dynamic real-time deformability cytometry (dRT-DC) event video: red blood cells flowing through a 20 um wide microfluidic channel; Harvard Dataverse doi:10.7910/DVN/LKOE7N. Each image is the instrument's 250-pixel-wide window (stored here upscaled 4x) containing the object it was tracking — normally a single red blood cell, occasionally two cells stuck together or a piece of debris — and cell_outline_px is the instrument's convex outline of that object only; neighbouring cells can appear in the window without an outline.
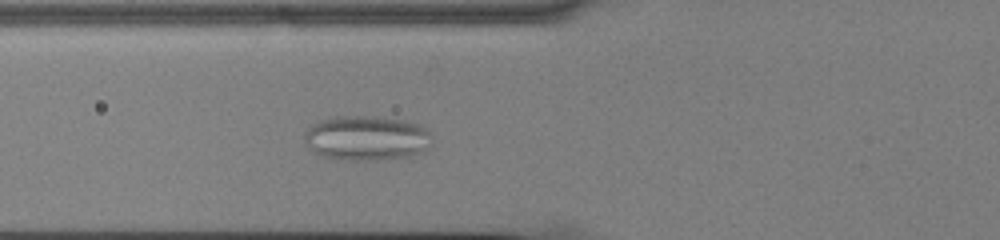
{"species": "common noctule bat (a hibernating species)", "species_latin": "Nyctalus noctula", "temperature_condition": "cold", "stored_images_in_passage": 49, "camera_frame_rate_fps": 3000, "um_per_image_px": 0.085, "animal": {"sex": "male", "body_mass_g": 13.0, "forearm_length_mm": 53.1}, "frame": {"image": 1, "passage_image": 15, "time_ms": 4.667, "image_size_px": [1000, 240], "cell_outline_px": [[432, 144], [424, 152], [408, 156], [384, 160], [352, 160], [324, 156], [308, 148], [304, 140], [304, 132], [312, 124], [320, 120], [332, 116], [376, 116], [408, 120], [420, 124], [428, 128]], "centroid_in_image_um": [31.2, 11.72], "position_along_channel_um": 94.6, "area_um2": 33.81}}
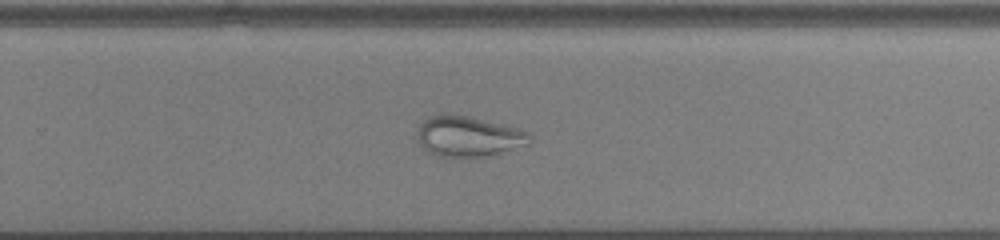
{"frame": {"image": 2, "passage_image": 31, "time_ms": 10.0, "image_size_px": [1000, 240], "cell_outline_px": [[532, 136], [528, 144], [488, 156], [440, 156], [428, 152], [416, 140], [416, 128], [432, 112], [448, 112], [468, 116], [532, 132]], "centroid_in_image_um": [39.74, 11.55], "position_along_channel_um": 290.1, "area_um2": 26.88}}
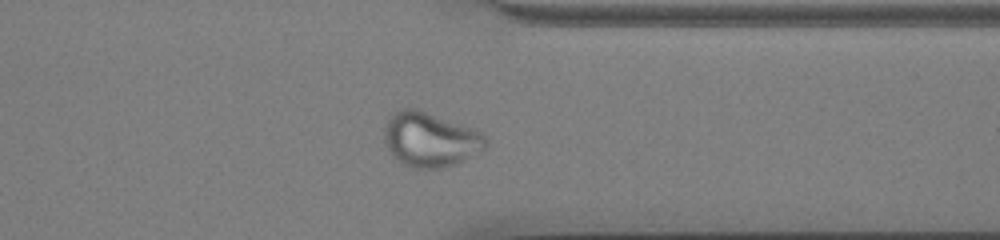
{"frame": {"image": 3, "passage_image": 38, "time_ms": 12.333, "image_size_px": [1000, 240], "cell_outline_px": [[488, 144], [484, 148], [456, 164], [440, 168], [416, 168], [404, 164], [392, 156], [384, 144], [384, 128], [388, 120], [400, 108], [416, 108], [476, 128], [488, 140]], "centroid_in_image_um": [36.56, 11.84], "position_along_channel_um": 374.8, "area_um2": 32.31}}